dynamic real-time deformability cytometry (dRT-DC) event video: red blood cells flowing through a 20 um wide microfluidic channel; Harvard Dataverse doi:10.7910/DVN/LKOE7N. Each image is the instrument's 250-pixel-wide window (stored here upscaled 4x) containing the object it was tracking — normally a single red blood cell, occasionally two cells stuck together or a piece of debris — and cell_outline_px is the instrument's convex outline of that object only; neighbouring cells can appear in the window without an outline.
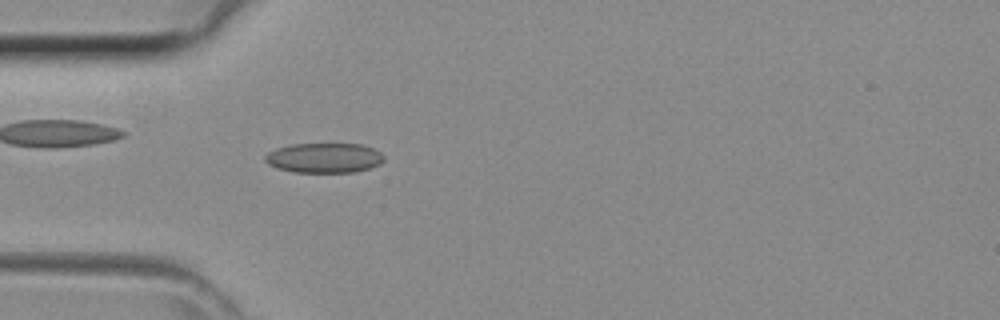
{"species": "common noctule bat (a hibernating species)", "species_latin": "Nyctalus noctula", "temperature_condition": "room temperature", "stored_images_in_passage": 43, "camera_frame_rate_fps": 3000, "um_per_image_px": 0.085, "animal": {"sex": "female", "body_mass_g": 29.2, "forearm_length_mm": 56.3}, "frame": {"image": 1, "passage_image": 13, "time_ms": 4.0, "image_size_px": [1000, 320], "cell_outline_px": [[384, 160], [380, 164], [356, 172], [296, 172], [276, 168], [268, 164], [264, 160], [264, 156], [268, 152], [276, 148], [292, 144], [364, 144], [380, 152], [384, 156]], "centroid_in_image_um": [27.55, 13.42], "position_along_channel_um": 57.5, "area_um2": 20.75}}
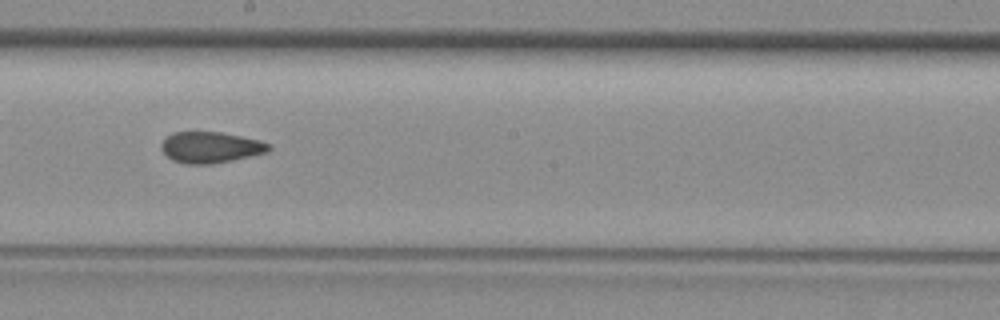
{"frame": {"image": 2, "passage_image": 24, "time_ms": 7.667, "image_size_px": [1000, 320], "cell_outline_px": [[272, 148], [268, 152], [232, 160], [212, 164], [184, 164], [172, 160], [160, 148], [160, 144], [172, 132], [220, 132], [260, 140], [272, 144]], "centroid_in_image_um": [17.91, 12.53], "position_along_channel_um": 230.3, "area_um2": 19.54}}
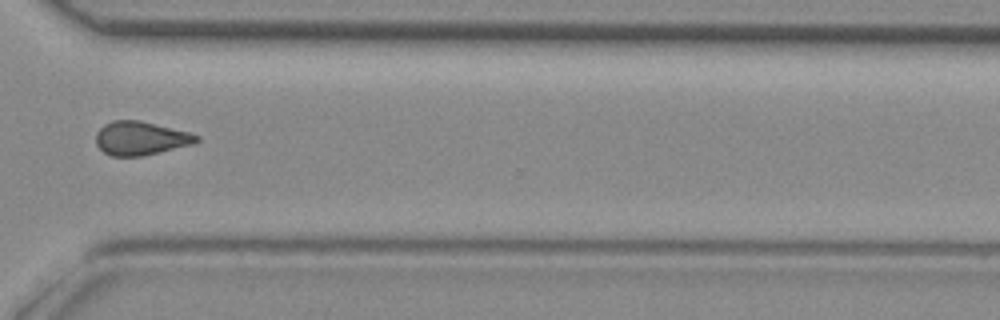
{"frame": {"image": 3, "passage_image": 32, "time_ms": 10.333, "image_size_px": [1000, 320], "cell_outline_px": [[200, 140], [192, 144], [144, 156], [112, 156], [104, 152], [96, 144], [96, 132], [104, 124], [112, 120], [140, 120], [188, 132], [200, 136]], "centroid_in_image_um": [11.94, 11.75], "position_along_channel_um": 358.7, "area_um2": 19.71}}